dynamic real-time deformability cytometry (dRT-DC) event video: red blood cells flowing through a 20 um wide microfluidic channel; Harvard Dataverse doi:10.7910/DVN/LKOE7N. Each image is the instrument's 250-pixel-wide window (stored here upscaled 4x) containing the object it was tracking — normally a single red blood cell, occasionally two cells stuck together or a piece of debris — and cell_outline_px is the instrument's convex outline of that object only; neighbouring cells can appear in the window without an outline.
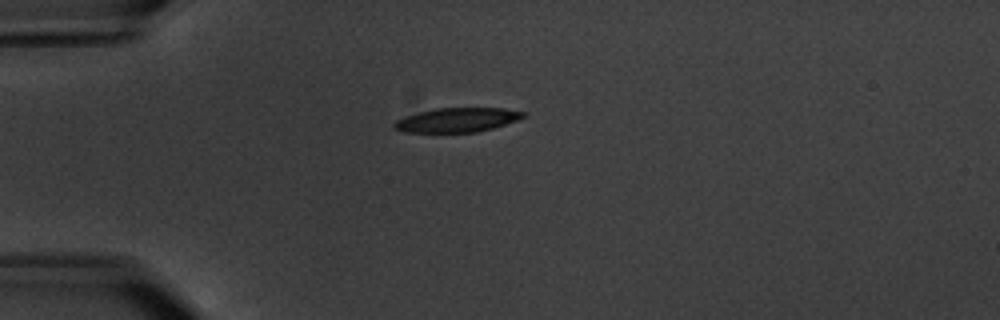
{"species": "common noctule bat (a hibernating species)", "species_latin": "Nyctalus noctula", "temperature_condition": "warm", "stored_images_in_passage": 3, "camera_frame_rate_fps": 3000, "um_per_image_px": 0.085, "animal": {"sex": "male", "body_mass_g": 20.1, "forearm_length_mm": 53.5}, "frame": {"image": 1, "passage_image": 1, "time_ms": 0.0, "image_size_px": [1000, 320], "cell_outline_px": [[528, 116], [492, 128], [476, 132], [404, 132], [392, 128], [392, 124], [396, 120], [404, 116], [432, 108], [504, 108], [528, 112]], "centroid_in_image_um": [38.84, 10.18], "position_along_channel_um": 46.2, "area_um2": 18.44}}